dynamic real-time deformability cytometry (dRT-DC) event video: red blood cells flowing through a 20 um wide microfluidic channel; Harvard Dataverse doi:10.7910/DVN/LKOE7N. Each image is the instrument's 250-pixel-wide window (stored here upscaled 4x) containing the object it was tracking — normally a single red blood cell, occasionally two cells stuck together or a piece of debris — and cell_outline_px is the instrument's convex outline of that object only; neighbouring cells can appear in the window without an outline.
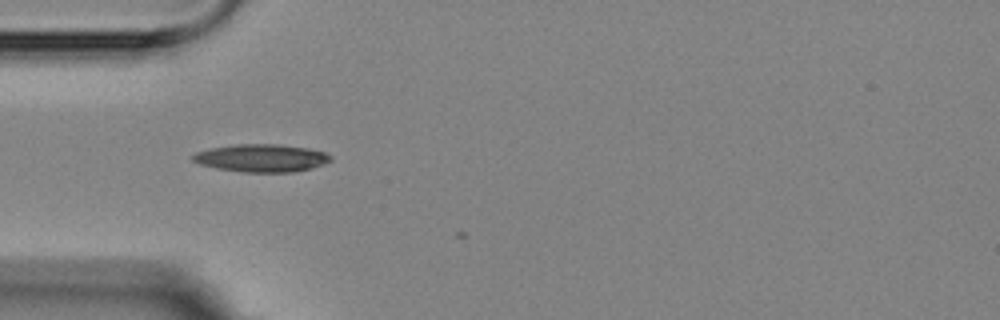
{"species": "Egyptian fruit bat (a non-hibernating species)", "species_latin": "Rousettus aegyptiacus", "temperature_condition": "room temperature", "stored_images_in_passage": 2, "camera_frame_rate_fps": 3000, "um_per_image_px": 0.085, "animal": {"sex": "female"}, "frame": {"image": 1, "passage_image": 1, "time_ms": 0.0, "image_size_px": [1000, 320], "cell_outline_px": [[332, 160], [324, 164], [312, 168], [292, 172], [240, 172], [216, 168], [200, 164], [192, 160], [192, 156], [196, 152], [212, 148], [236, 144], [280, 144], [308, 148], [324, 152], [332, 156]], "centroid_in_image_um": [22.24, 13.43], "position_along_channel_um": 62.8, "area_um2": 22.31}}